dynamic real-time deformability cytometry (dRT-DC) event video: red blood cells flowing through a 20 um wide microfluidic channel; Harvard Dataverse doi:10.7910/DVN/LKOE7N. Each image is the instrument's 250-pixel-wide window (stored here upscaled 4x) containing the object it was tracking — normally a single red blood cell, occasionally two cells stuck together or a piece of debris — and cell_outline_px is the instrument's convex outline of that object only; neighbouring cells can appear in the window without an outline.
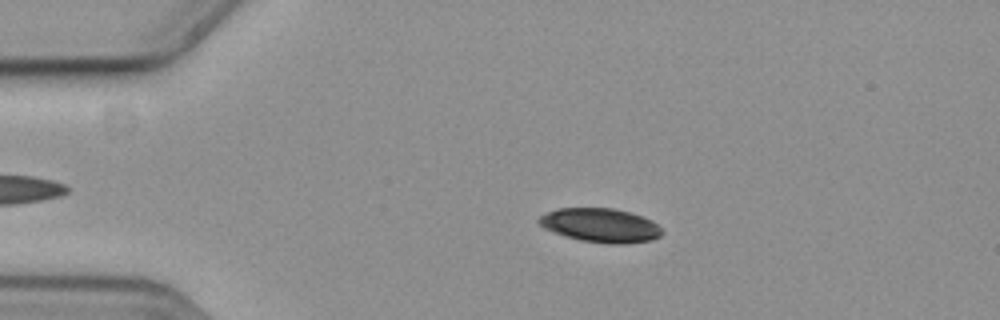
{"species": "common noctule bat (a hibernating species)", "species_latin": "Nyctalus noctula", "temperature_condition": "cold", "stored_images_in_passage": 57, "camera_frame_rate_fps": 3000, "um_per_image_px": 0.085, "animal": {"sex": "female", "body_mass_g": 19.3, "forearm_length_mm": 54.1}, "frame": {"image": 1, "passage_image": 12, "time_ms": 3.667, "image_size_px": [1000, 320], "cell_outline_px": [[664, 232], [660, 236], [652, 240], [624, 244], [608, 244], [580, 240], [564, 236], [552, 232], [544, 228], [536, 220], [540, 216], [556, 208], [612, 208], [632, 212], [644, 216], [652, 220]], "centroid_in_image_um": [51.05, 19.15], "position_along_channel_um": 33.9, "area_um2": 24.62}}
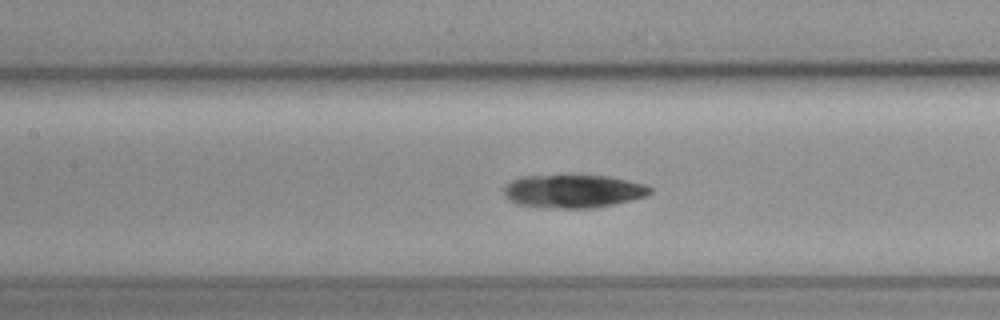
{"frame": {"image": 2, "passage_image": 26, "time_ms": 8.333, "image_size_px": [1000, 320], "cell_outline_px": [[652, 192], [648, 196], [612, 204], [592, 208], [544, 208], [516, 204], [508, 200], [504, 192], [504, 184], [520, 176], [568, 172], [572, 172], [612, 176], [644, 184], [652, 188]], "centroid_in_image_um": [48.68, 16.19], "position_along_channel_um": 158.7, "area_um2": 29.77}}
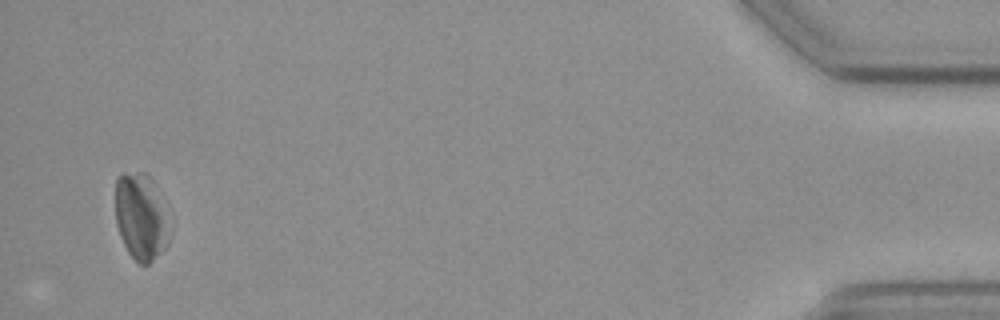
{"frame": {"image": 3, "passage_image": 55, "time_ms": 18.0, "image_size_px": [1000, 320], "cell_outline_px": [[172, 232], [168, 244], [148, 264], [140, 264], [128, 252], [120, 236], [116, 224], [116, 180], [124, 172], [144, 172], [156, 184], [172, 228]], "centroid_in_image_um": [12.02, 18.42], "position_along_channel_um": 423.2, "area_um2": 27.69}, "authors_computed_cell_mechanics": {"area_um2": 27.9174, "velocity_mm_per_s": 3.6425, "shape_relaxation_time_tau1_ms": null, "shape_relaxation_time_tau2_ms": 7.0602, "deformation_change_tau1": null, "deformation_change_tau2": 0.1115}}